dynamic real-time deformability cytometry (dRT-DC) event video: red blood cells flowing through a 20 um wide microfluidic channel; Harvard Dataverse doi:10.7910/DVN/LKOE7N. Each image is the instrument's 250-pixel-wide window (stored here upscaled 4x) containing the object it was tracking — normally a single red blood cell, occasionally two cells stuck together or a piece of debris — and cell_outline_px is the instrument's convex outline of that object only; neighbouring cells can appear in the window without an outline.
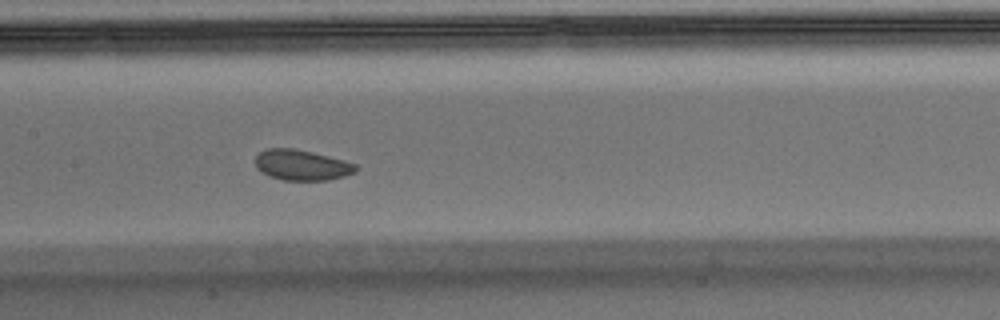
{"species": "Egyptian fruit bat (a non-hibernating species)", "species_latin": "Rousettus aegyptiacus", "temperature_condition": "warm", "stored_images_in_passage": 45, "camera_frame_rate_fps": 3000, "um_per_image_px": 0.085, "animal": {"sex": "male"}, "frame": {"image": 1, "passage_image": 20, "time_ms": 6.333, "image_size_px": [1000, 320], "cell_outline_px": [[356, 172], [344, 176], [328, 180], [284, 180], [268, 176], [260, 172], [256, 168], [256, 156], [260, 152], [268, 148], [292, 148], [312, 152], [344, 160], [356, 164]], "centroid_in_image_um": [25.63, 14.03], "position_along_channel_um": 181.8, "area_um2": 17.86}}